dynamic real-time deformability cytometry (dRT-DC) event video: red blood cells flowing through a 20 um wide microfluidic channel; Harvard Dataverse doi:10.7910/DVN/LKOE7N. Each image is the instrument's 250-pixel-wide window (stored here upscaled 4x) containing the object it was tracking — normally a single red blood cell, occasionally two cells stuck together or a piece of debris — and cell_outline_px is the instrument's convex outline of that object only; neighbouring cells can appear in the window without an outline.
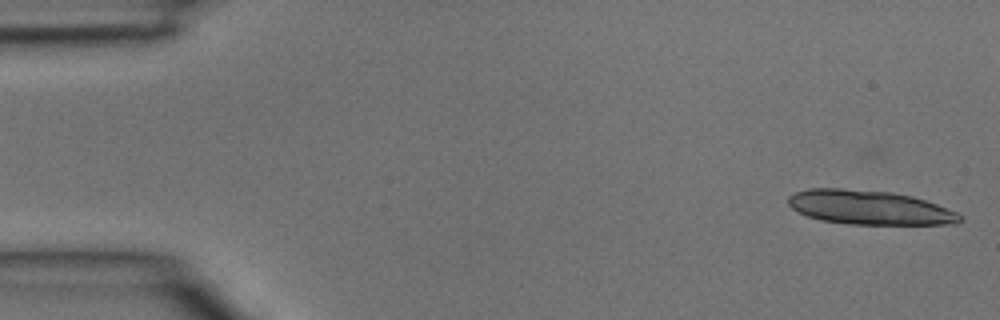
{"species": "common noctule bat (a hibernating species)", "species_latin": "Nyctalus noctula", "temperature_condition": "room temperature", "stored_images_in_passage": 5, "segment_of_instrument_passage": [2, 2], "camera_frame_rate_fps": 3000, "um_per_image_px": 0.085, "animal": {"sex": "male", "body_mass_g": 15.6}, "frame": {"image": 1, "passage_image": 5, "time_ms": 1.333, "image_size_px": [1000, 320], "cell_outline_px": [[964, 216], [956, 224], [848, 224], [820, 220], [808, 216], [792, 208], [788, 204], [788, 196], [796, 192], [808, 188], [840, 188], [892, 192], [912, 196], [936, 204], [956, 212]], "centroid_in_image_um": [73.89, 17.63], "position_along_channel_um": 11.1, "area_um2": 34.1}}